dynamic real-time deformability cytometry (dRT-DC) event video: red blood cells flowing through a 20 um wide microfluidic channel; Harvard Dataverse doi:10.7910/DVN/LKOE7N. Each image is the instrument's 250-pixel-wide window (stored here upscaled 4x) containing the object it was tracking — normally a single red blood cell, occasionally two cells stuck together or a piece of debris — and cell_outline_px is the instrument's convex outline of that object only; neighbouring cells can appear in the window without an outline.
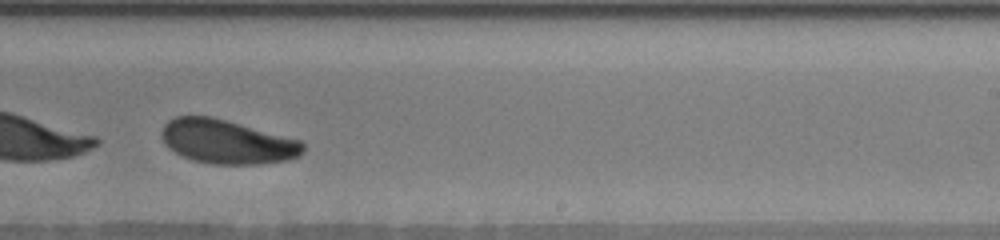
{"species": "human", "species_latin": "Homo sapiens", "temperature_condition": "warm", "stored_images_in_passage": 29, "camera_frame_rate_fps": 3000, "um_per_image_px": 0.085, "donor": {"sex": "male"}, "frame": {"image": 1, "passage_image": 17, "time_ms": 6.0, "image_size_px": [1000, 240], "cell_outline_px": [[304, 152], [300, 156], [288, 160], [260, 164], [212, 164], [192, 160], [168, 148], [160, 132], [164, 124], [168, 120], [176, 116], [212, 116], [300, 140], [304, 144]], "centroid_in_image_um": [19.3, 12.05], "position_along_channel_um": 269.7, "area_um2": 36.3}, "authors_computed_cell_mechanics": {"area_um2": 37.1654, "velocity_mm_per_s": 3.6038, "shape_relaxation_time_tau1_ms": 0.911, "shape_relaxation_time_tau2_ms": null, "deformation_change_tau1": 0.2815, "deformation_change_tau2": null}}